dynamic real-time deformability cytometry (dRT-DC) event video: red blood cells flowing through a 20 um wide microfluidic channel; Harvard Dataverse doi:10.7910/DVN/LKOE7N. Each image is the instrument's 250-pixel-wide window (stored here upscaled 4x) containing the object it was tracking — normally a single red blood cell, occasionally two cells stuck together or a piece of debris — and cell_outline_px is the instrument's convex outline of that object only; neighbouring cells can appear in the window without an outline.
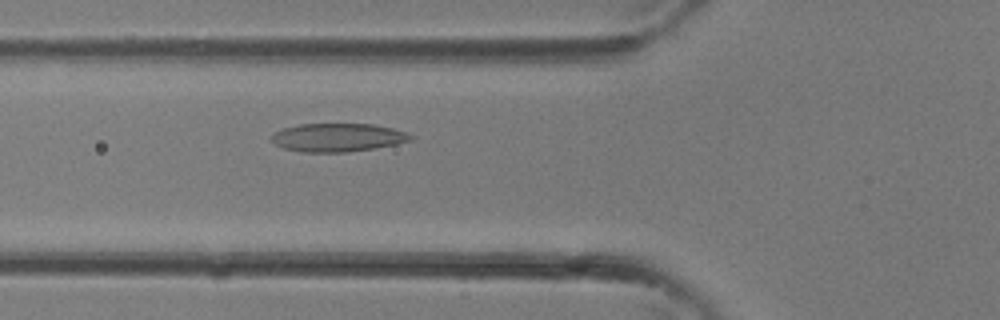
{"species": "common noctule bat (a hibernating species)", "species_latin": "Nyctalus noctula", "temperature_condition": "room temperature", "stored_images_in_passage": 33, "camera_frame_rate_fps": 3000, "um_per_image_px": 0.085, "animal": {"sex": "female"}, "frame": {"image": 1, "passage_image": 12, "time_ms": 3.667, "image_size_px": [1000, 320], "cell_outline_px": [[412, 140], [396, 144], [348, 152], [300, 152], [284, 148], [276, 144], [272, 140], [272, 136], [276, 132], [284, 128], [300, 124], [372, 124], [392, 128], [404, 132], [412, 136]], "centroid_in_image_um": [28.7, 11.69], "position_along_channel_um": 97.1, "area_um2": 22.66}}
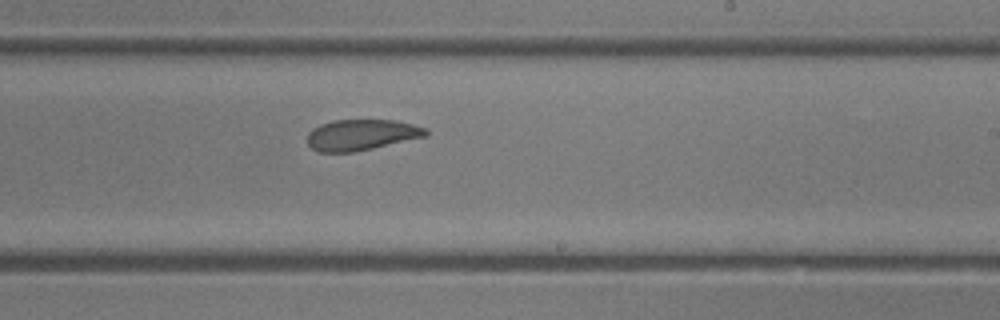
{"frame": {"image": 2, "passage_image": 20, "time_ms": 6.333, "image_size_px": [1000, 320], "cell_outline_px": [[428, 136], [372, 148], [352, 152], [320, 152], [312, 148], [308, 144], [308, 132], [312, 128], [320, 124], [332, 120], [396, 120], [428, 128]], "centroid_in_image_um": [30.73, 11.45], "position_along_channel_um": 258.3, "area_um2": 21.39}}
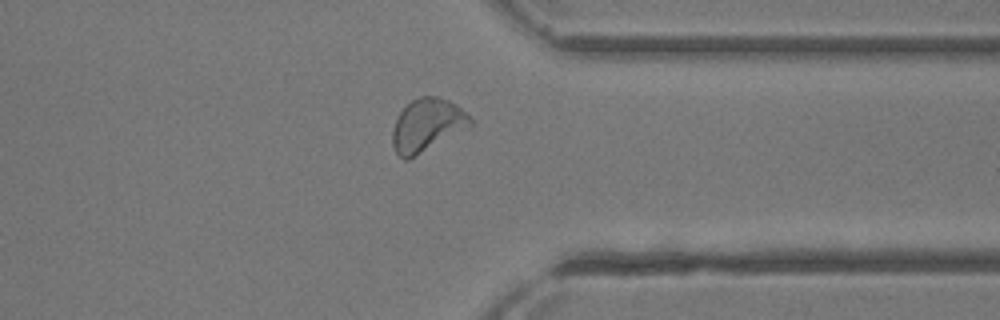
{"frame": {"image": 3, "passage_image": 26, "time_ms": 8.333, "image_size_px": [1000, 320], "cell_outline_px": [[472, 124], [408, 160], [404, 160], [396, 152], [392, 144], [392, 128], [396, 116], [412, 100], [420, 96], [440, 96], [456, 104], [468, 112], [472, 120]], "centroid_in_image_um": [36.27, 10.61], "position_along_channel_um": 375.1, "area_um2": 23.76}}